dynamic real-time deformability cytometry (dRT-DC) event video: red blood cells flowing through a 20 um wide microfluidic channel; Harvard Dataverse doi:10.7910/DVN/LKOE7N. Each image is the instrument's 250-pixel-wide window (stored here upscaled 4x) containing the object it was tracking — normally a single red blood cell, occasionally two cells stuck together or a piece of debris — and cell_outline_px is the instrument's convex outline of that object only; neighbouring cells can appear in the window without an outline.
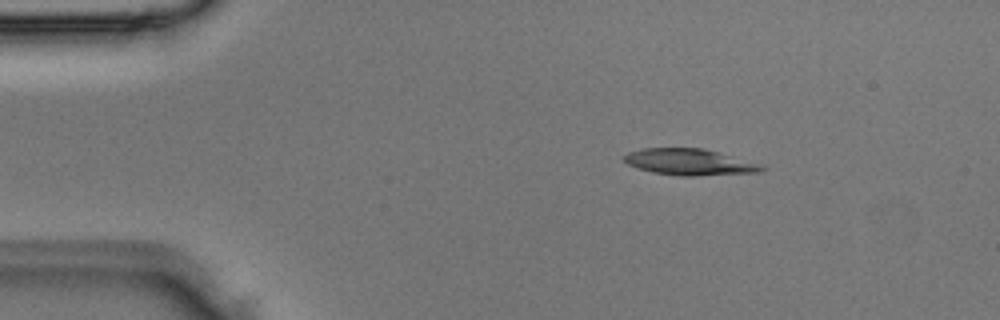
{"species": "Egyptian fruit bat (a non-hibernating species)", "species_latin": "Rousettus aegyptiacus", "temperature_condition": "room temperature", "stored_images_in_passage": 2, "camera_frame_rate_fps": 3000, "um_per_image_px": 0.085, "animal": {"sex": "male"}, "frame": {"image": 1, "passage_image": 1, "time_ms": 0.0, "image_size_px": [1000, 320], "cell_outline_px": [[768, 168], [760, 172], [696, 176], [680, 176], [652, 172], [628, 164], [620, 156], [628, 152], [644, 148], [704, 148], [764, 164]], "centroid_in_image_um": [58.66, 13.77], "position_along_channel_um": 26.3, "area_um2": 21.39}}